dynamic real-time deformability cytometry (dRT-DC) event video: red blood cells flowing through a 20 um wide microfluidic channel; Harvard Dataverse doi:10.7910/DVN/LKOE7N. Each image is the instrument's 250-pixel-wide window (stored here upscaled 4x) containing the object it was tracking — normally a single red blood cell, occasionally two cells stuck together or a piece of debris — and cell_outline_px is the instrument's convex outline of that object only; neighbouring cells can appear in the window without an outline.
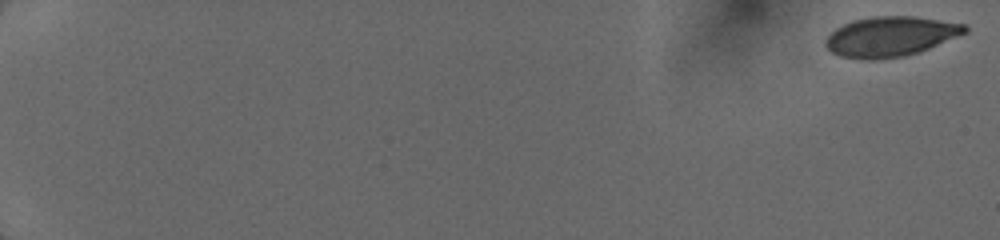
{"species": "human", "species_latin": "Homo sapiens", "temperature_condition": "cold", "stored_images_in_passage": 42, "camera_frame_rate_fps": 3000, "um_per_image_px": 0.085, "donor": {"sex": "female"}, "frame": {"image": 1, "passage_image": 1, "time_ms": 0.0, "image_size_px": [1000, 240], "cell_outline_px": [[968, 32], [920, 52], [904, 56], [876, 60], [868, 60], [840, 56], [832, 52], [824, 44], [824, 40], [836, 28], [852, 20], [872, 16], [912, 16], [964, 24], [968, 28]], "centroid_in_image_um": [75.68, 3.11], "position_along_channel_um": 9.3, "area_um2": 32.43}}
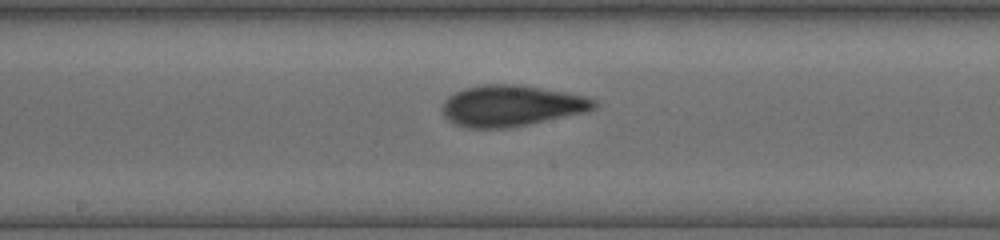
{"frame": {"image": 2, "passage_image": 24, "time_ms": 10.0, "image_size_px": [1000, 240], "cell_outline_px": [[596, 108], [584, 112], [528, 124], [504, 128], [468, 128], [456, 124], [444, 116], [444, 100], [448, 96], [464, 88], [480, 84], [520, 84], [564, 92], [584, 96], [596, 100]], "centroid_in_image_um": [43.45, 8.97], "position_along_channel_um": 204.8, "area_um2": 36.01}}
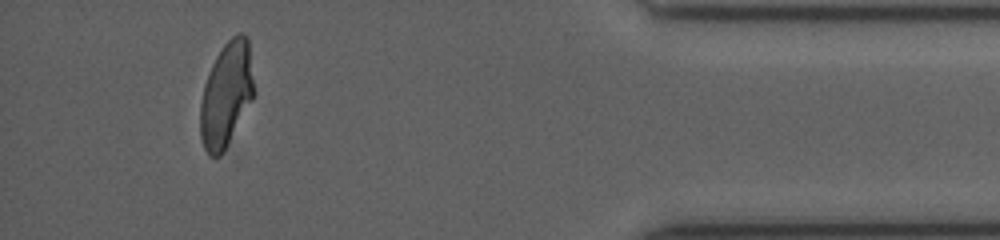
{"frame": {"image": 3, "passage_image": 39, "time_ms": 16.0, "image_size_px": [1000, 240], "cell_outline_px": [[252, 100], [220, 156], [212, 156], [204, 148], [200, 136], [200, 104], [204, 84], [212, 64], [216, 56], [224, 44], [232, 36], [240, 32], [248, 36], [252, 80]], "centroid_in_image_um": [19.2, 8.01], "position_along_channel_um": 416.0, "area_um2": 31.96}}